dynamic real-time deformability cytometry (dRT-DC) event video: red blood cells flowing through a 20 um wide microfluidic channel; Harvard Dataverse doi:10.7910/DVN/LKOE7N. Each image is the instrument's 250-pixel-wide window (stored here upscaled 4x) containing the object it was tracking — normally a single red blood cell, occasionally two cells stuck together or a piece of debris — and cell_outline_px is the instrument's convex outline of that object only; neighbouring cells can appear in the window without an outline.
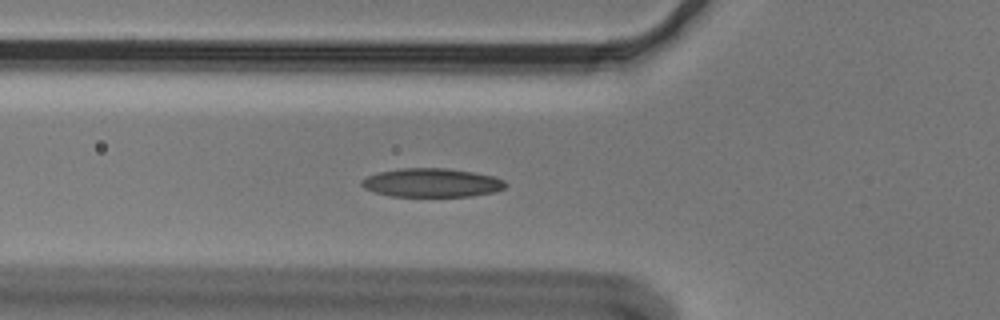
{"species": "Egyptian fruit bat (a non-hibernating species)", "species_latin": "Rousettus aegyptiacus", "temperature_condition": "cold", "stored_images_in_passage": 40, "camera_frame_rate_fps": 3000, "um_per_image_px": 0.085, "animal": {"sex": "male"}, "frame": {"image": 1, "passage_image": 10, "time_ms": 3.0, "image_size_px": [1000, 320], "cell_outline_px": [[508, 184], [504, 188], [496, 192], [472, 196], [388, 196], [364, 188], [360, 184], [360, 180], [368, 176], [380, 172], [400, 168], [448, 168], [472, 172], [492, 176], [504, 180]], "centroid_in_image_um": [36.71, 15.53], "position_along_channel_um": 89.1, "area_um2": 24.1}}
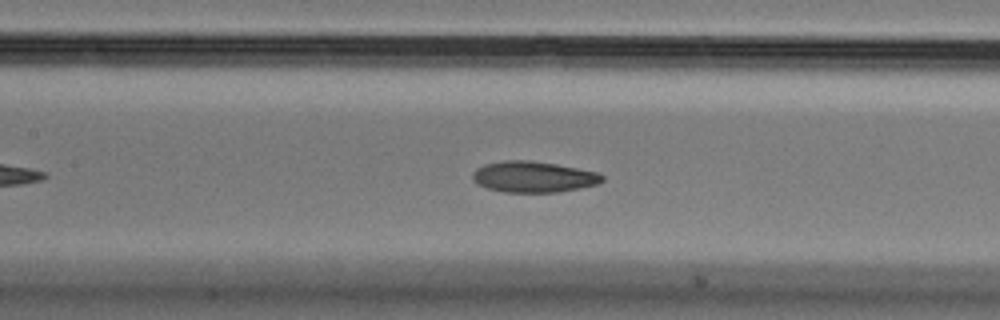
{"frame": {"image": 2, "passage_image": 16, "time_ms": 5.0, "image_size_px": [1000, 320], "cell_outline_px": [[604, 180], [596, 184], [560, 192], [504, 192], [488, 188], [476, 184], [472, 180], [472, 172], [476, 168], [484, 164], [504, 160], [528, 160], [556, 164], [596, 172], [604, 176]], "centroid_in_image_um": [45.29, 15.03], "position_along_channel_um": 162.1, "area_um2": 23.41}}
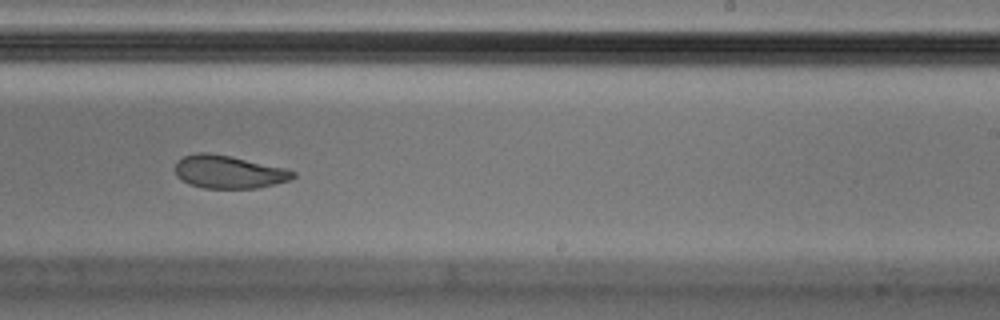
{"frame": {"image": 3, "passage_image": 25, "time_ms": 8.0, "image_size_px": [1000, 320], "cell_outline_px": [[296, 176], [292, 180], [276, 184], [256, 188], [204, 188], [188, 184], [180, 180], [176, 176], [176, 160], [184, 156], [196, 152], [212, 152], [284, 168], [296, 172]], "centroid_in_image_um": [19.42, 14.61], "position_along_channel_um": 269.6, "area_um2": 22.83}, "authors_computed_cell_mechanics": {"area_um2": 23.7847, "velocity_mm_per_s": 3.6061, "shape_relaxation_time_tau1_ms": 10.2546, "shape_relaxation_time_tau2_ms": 3.6902, "deformation_change_tau1": 0.2386, "deformation_change_tau2": 0.0932}}